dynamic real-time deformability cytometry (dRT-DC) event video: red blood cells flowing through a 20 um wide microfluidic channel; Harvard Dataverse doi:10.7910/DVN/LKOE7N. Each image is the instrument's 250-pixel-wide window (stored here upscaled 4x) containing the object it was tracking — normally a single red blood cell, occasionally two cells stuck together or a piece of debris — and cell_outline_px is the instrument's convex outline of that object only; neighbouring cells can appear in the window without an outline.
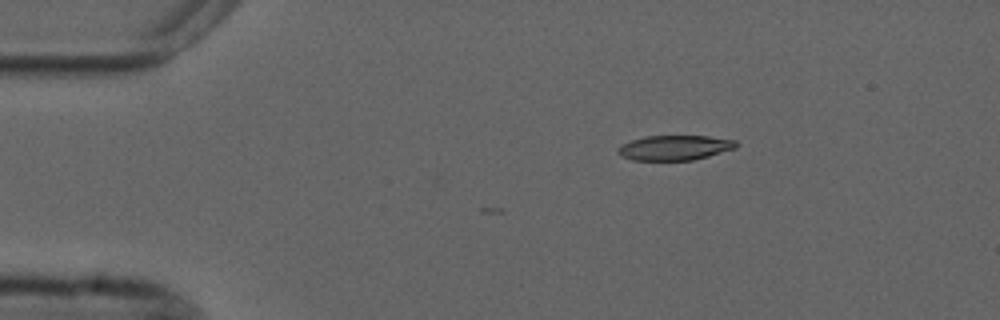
{"species": "common noctule bat (a hibernating species)", "species_latin": "Nyctalus noctula", "temperature_condition": "cold", "stored_images_in_passage": 3, "camera_frame_rate_fps": 3000, "um_per_image_px": 0.085, "animal": {"sex": "male", "forearm_length_mm": 52.5}, "frame": {"image": 1, "passage_image": 1, "time_ms": 0.0, "image_size_px": [1000, 320], "cell_outline_px": [[740, 144], [736, 148], [708, 156], [692, 160], [632, 160], [620, 156], [616, 152], [616, 148], [632, 140], [644, 136], [708, 136], [736, 140]], "centroid_in_image_um": [57.35, 12.55], "position_along_channel_um": 27.7, "area_um2": 17.22}}
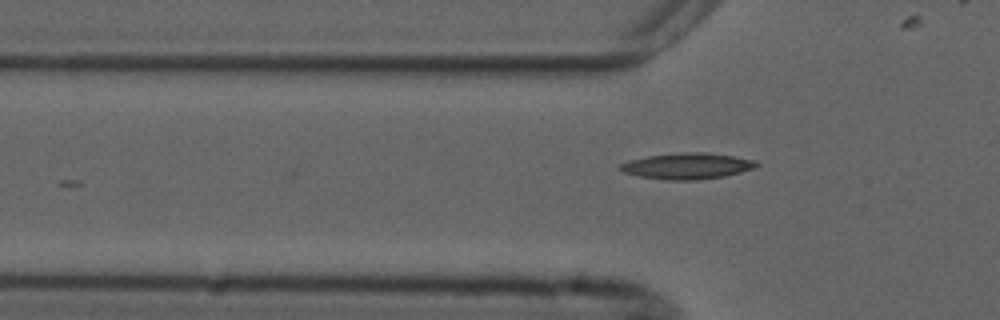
{"frame": {"image": 2, "passage_image": 3, "time_ms": 2.667, "image_size_px": [1000, 320], "cell_outline_px": [[760, 164], [756, 168], [724, 176], [700, 180], [668, 180], [640, 176], [624, 172], [616, 168], [620, 164], [628, 160], [648, 156], [684, 152], [704, 152], [732, 156], [756, 160]], "centroid_in_image_um": [58.42, 14.11], "position_along_channel_um": 67.4, "area_um2": 20.75}}